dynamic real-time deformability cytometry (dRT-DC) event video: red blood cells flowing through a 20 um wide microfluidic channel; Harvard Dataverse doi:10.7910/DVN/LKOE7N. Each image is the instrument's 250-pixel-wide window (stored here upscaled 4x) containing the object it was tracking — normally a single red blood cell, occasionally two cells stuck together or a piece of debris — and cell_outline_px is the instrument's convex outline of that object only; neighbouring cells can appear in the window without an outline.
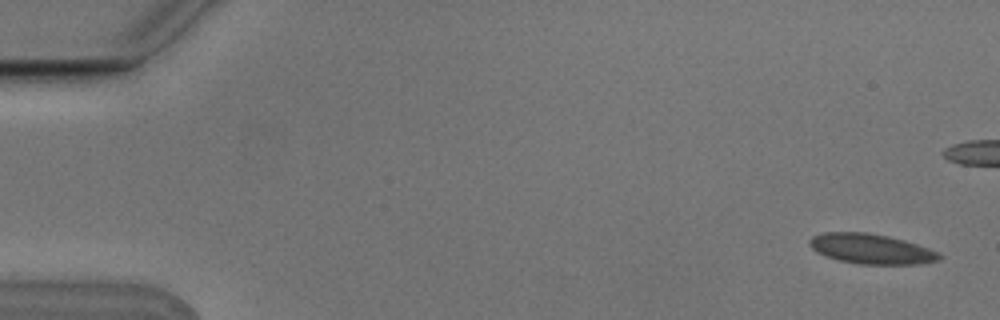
{"species": "Egyptian fruit bat (a non-hibernating species)", "species_latin": "Rousettus aegyptiacus", "temperature_condition": "cold", "stored_images_in_passage": 6, "camera_frame_rate_fps": 3000, "um_per_image_px": 0.085, "animal": {"sex": "male"}, "frame": {"image": 1, "passage_image": 1, "time_ms": 0.0, "image_size_px": [1000, 320], "cell_outline_px": [[944, 256], [940, 260], [920, 264], [860, 264], [840, 260], [816, 252], [812, 248], [808, 240], [812, 236], [824, 232], [868, 232], [888, 236], [904, 240], [940, 252]], "centroid_in_image_um": [74.09, 21.15], "position_along_channel_um": 10.9, "area_um2": 22.72}}